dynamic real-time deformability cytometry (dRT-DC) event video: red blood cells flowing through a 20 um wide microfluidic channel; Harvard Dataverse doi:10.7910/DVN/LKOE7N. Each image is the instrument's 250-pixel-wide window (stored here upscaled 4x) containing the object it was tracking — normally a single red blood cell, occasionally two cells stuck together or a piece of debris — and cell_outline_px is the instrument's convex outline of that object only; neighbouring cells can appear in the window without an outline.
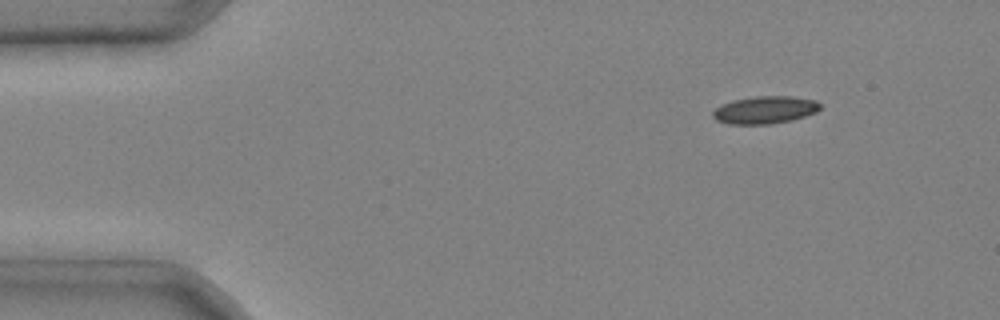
{"species": "common noctule bat (a hibernating species)", "species_latin": "Nyctalus noctula", "temperature_condition": "cold", "stored_images_in_passage": 5, "camera_frame_rate_fps": 3000, "um_per_image_px": 0.085, "animal": {"sex": "male", "body_mass_g": 20.4}, "frame": {"image": 1, "passage_image": 2, "time_ms": 0.333, "image_size_px": [1000, 320], "cell_outline_px": [[820, 108], [816, 112], [792, 120], [768, 124], [728, 124], [716, 120], [712, 116], [712, 112], [720, 104], [732, 100], [756, 96], [792, 96], [816, 100], [820, 104]], "centroid_in_image_um": [64.99, 9.34], "position_along_channel_um": 20.0, "area_um2": 17.28}}